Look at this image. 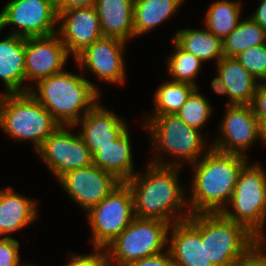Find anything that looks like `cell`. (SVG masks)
<instances>
[{
    "instance_id": "obj_1",
    "label": "cell",
    "mask_w": 266,
    "mask_h": 266,
    "mask_svg": "<svg viewBox=\"0 0 266 266\" xmlns=\"http://www.w3.org/2000/svg\"><path fill=\"white\" fill-rule=\"evenodd\" d=\"M145 170L125 181L132 192L136 217L160 219L170 225L187 220L191 213L181 212L188 204L178 180L180 167L149 162Z\"/></svg>"
},
{
    "instance_id": "obj_2",
    "label": "cell",
    "mask_w": 266,
    "mask_h": 266,
    "mask_svg": "<svg viewBox=\"0 0 266 266\" xmlns=\"http://www.w3.org/2000/svg\"><path fill=\"white\" fill-rule=\"evenodd\" d=\"M240 154L223 153L210 148L192 165L195 168L188 200L191 214L222 212L229 204L239 173L248 162Z\"/></svg>"
},
{
    "instance_id": "obj_3",
    "label": "cell",
    "mask_w": 266,
    "mask_h": 266,
    "mask_svg": "<svg viewBox=\"0 0 266 266\" xmlns=\"http://www.w3.org/2000/svg\"><path fill=\"white\" fill-rule=\"evenodd\" d=\"M35 89L32 86L29 92L64 126H74L99 102L101 95L87 78L65 70L40 79Z\"/></svg>"
},
{
    "instance_id": "obj_4",
    "label": "cell",
    "mask_w": 266,
    "mask_h": 266,
    "mask_svg": "<svg viewBox=\"0 0 266 266\" xmlns=\"http://www.w3.org/2000/svg\"><path fill=\"white\" fill-rule=\"evenodd\" d=\"M59 126L30 92L0 93V127L13 139L31 141L37 151Z\"/></svg>"
},
{
    "instance_id": "obj_5",
    "label": "cell",
    "mask_w": 266,
    "mask_h": 266,
    "mask_svg": "<svg viewBox=\"0 0 266 266\" xmlns=\"http://www.w3.org/2000/svg\"><path fill=\"white\" fill-rule=\"evenodd\" d=\"M142 123L151 133L153 150L177 158L173 163L162 161V157L155 155L150 163L181 167L185 163H196L205 155L201 153L206 145L202 132L189 127L177 114L146 115Z\"/></svg>"
},
{
    "instance_id": "obj_6",
    "label": "cell",
    "mask_w": 266,
    "mask_h": 266,
    "mask_svg": "<svg viewBox=\"0 0 266 266\" xmlns=\"http://www.w3.org/2000/svg\"><path fill=\"white\" fill-rule=\"evenodd\" d=\"M229 203L233 210L226 207L221 213L244 225L259 240H266L262 233L266 222V172L262 166L248 162L243 166Z\"/></svg>"
},
{
    "instance_id": "obj_7",
    "label": "cell",
    "mask_w": 266,
    "mask_h": 266,
    "mask_svg": "<svg viewBox=\"0 0 266 266\" xmlns=\"http://www.w3.org/2000/svg\"><path fill=\"white\" fill-rule=\"evenodd\" d=\"M201 240L213 266H233L258 238L244 225L218 213H201Z\"/></svg>"
},
{
    "instance_id": "obj_8",
    "label": "cell",
    "mask_w": 266,
    "mask_h": 266,
    "mask_svg": "<svg viewBox=\"0 0 266 266\" xmlns=\"http://www.w3.org/2000/svg\"><path fill=\"white\" fill-rule=\"evenodd\" d=\"M170 224L160 219L136 217L106 248L110 266H123L162 253L169 242Z\"/></svg>"
},
{
    "instance_id": "obj_9",
    "label": "cell",
    "mask_w": 266,
    "mask_h": 266,
    "mask_svg": "<svg viewBox=\"0 0 266 266\" xmlns=\"http://www.w3.org/2000/svg\"><path fill=\"white\" fill-rule=\"evenodd\" d=\"M86 215L93 234V247L106 248L136 218L129 186L121 182Z\"/></svg>"
},
{
    "instance_id": "obj_10",
    "label": "cell",
    "mask_w": 266,
    "mask_h": 266,
    "mask_svg": "<svg viewBox=\"0 0 266 266\" xmlns=\"http://www.w3.org/2000/svg\"><path fill=\"white\" fill-rule=\"evenodd\" d=\"M56 0H10L0 11V30L17 26L13 35L23 38L45 37L57 33Z\"/></svg>"
},
{
    "instance_id": "obj_11",
    "label": "cell",
    "mask_w": 266,
    "mask_h": 266,
    "mask_svg": "<svg viewBox=\"0 0 266 266\" xmlns=\"http://www.w3.org/2000/svg\"><path fill=\"white\" fill-rule=\"evenodd\" d=\"M68 127V128H67ZM60 125L36 151L48 169L58 179L66 172L93 164V155L79 134Z\"/></svg>"
},
{
    "instance_id": "obj_12",
    "label": "cell",
    "mask_w": 266,
    "mask_h": 266,
    "mask_svg": "<svg viewBox=\"0 0 266 266\" xmlns=\"http://www.w3.org/2000/svg\"><path fill=\"white\" fill-rule=\"evenodd\" d=\"M57 180L68 196L86 212L121 183L112 173L94 164L70 170Z\"/></svg>"
},
{
    "instance_id": "obj_13",
    "label": "cell",
    "mask_w": 266,
    "mask_h": 266,
    "mask_svg": "<svg viewBox=\"0 0 266 266\" xmlns=\"http://www.w3.org/2000/svg\"><path fill=\"white\" fill-rule=\"evenodd\" d=\"M127 42L103 36L79 53L74 61L81 70L93 72L100 80L112 84H124L126 80L123 49Z\"/></svg>"
},
{
    "instance_id": "obj_14",
    "label": "cell",
    "mask_w": 266,
    "mask_h": 266,
    "mask_svg": "<svg viewBox=\"0 0 266 266\" xmlns=\"http://www.w3.org/2000/svg\"><path fill=\"white\" fill-rule=\"evenodd\" d=\"M219 130L221 135L211 148L247 157V149L259 139L258 119L251 105H227Z\"/></svg>"
},
{
    "instance_id": "obj_15",
    "label": "cell",
    "mask_w": 266,
    "mask_h": 266,
    "mask_svg": "<svg viewBox=\"0 0 266 266\" xmlns=\"http://www.w3.org/2000/svg\"><path fill=\"white\" fill-rule=\"evenodd\" d=\"M69 55L57 33L25 38V81L36 84L40 79L63 71Z\"/></svg>"
},
{
    "instance_id": "obj_16",
    "label": "cell",
    "mask_w": 266,
    "mask_h": 266,
    "mask_svg": "<svg viewBox=\"0 0 266 266\" xmlns=\"http://www.w3.org/2000/svg\"><path fill=\"white\" fill-rule=\"evenodd\" d=\"M57 34L73 59L86 47L103 37L94 6L57 10Z\"/></svg>"
},
{
    "instance_id": "obj_17",
    "label": "cell",
    "mask_w": 266,
    "mask_h": 266,
    "mask_svg": "<svg viewBox=\"0 0 266 266\" xmlns=\"http://www.w3.org/2000/svg\"><path fill=\"white\" fill-rule=\"evenodd\" d=\"M168 250L175 266H213L206 260L205 243L201 240V213L170 225Z\"/></svg>"
},
{
    "instance_id": "obj_18",
    "label": "cell",
    "mask_w": 266,
    "mask_h": 266,
    "mask_svg": "<svg viewBox=\"0 0 266 266\" xmlns=\"http://www.w3.org/2000/svg\"><path fill=\"white\" fill-rule=\"evenodd\" d=\"M99 103L74 125L82 127L78 134L92 155L102 146L111 144L128 128L126 121Z\"/></svg>"
},
{
    "instance_id": "obj_19",
    "label": "cell",
    "mask_w": 266,
    "mask_h": 266,
    "mask_svg": "<svg viewBox=\"0 0 266 266\" xmlns=\"http://www.w3.org/2000/svg\"><path fill=\"white\" fill-rule=\"evenodd\" d=\"M1 31V30H0ZM0 79L6 94L29 92L25 83V38L10 34L0 40Z\"/></svg>"
},
{
    "instance_id": "obj_20",
    "label": "cell",
    "mask_w": 266,
    "mask_h": 266,
    "mask_svg": "<svg viewBox=\"0 0 266 266\" xmlns=\"http://www.w3.org/2000/svg\"><path fill=\"white\" fill-rule=\"evenodd\" d=\"M8 187L0 190V237L30 225L38 217L37 202ZM5 235V236H4Z\"/></svg>"
},
{
    "instance_id": "obj_21",
    "label": "cell",
    "mask_w": 266,
    "mask_h": 266,
    "mask_svg": "<svg viewBox=\"0 0 266 266\" xmlns=\"http://www.w3.org/2000/svg\"><path fill=\"white\" fill-rule=\"evenodd\" d=\"M105 37L134 39V0H97L94 5Z\"/></svg>"
},
{
    "instance_id": "obj_22",
    "label": "cell",
    "mask_w": 266,
    "mask_h": 266,
    "mask_svg": "<svg viewBox=\"0 0 266 266\" xmlns=\"http://www.w3.org/2000/svg\"><path fill=\"white\" fill-rule=\"evenodd\" d=\"M216 65L229 94L227 105H251L259 81L235 57L224 56Z\"/></svg>"
},
{
    "instance_id": "obj_23",
    "label": "cell",
    "mask_w": 266,
    "mask_h": 266,
    "mask_svg": "<svg viewBox=\"0 0 266 266\" xmlns=\"http://www.w3.org/2000/svg\"><path fill=\"white\" fill-rule=\"evenodd\" d=\"M131 147L127 128L115 141L102 146L93 154V164L125 182L135 174Z\"/></svg>"
},
{
    "instance_id": "obj_24",
    "label": "cell",
    "mask_w": 266,
    "mask_h": 266,
    "mask_svg": "<svg viewBox=\"0 0 266 266\" xmlns=\"http://www.w3.org/2000/svg\"><path fill=\"white\" fill-rule=\"evenodd\" d=\"M185 0H134V36L144 35L171 18Z\"/></svg>"
},
{
    "instance_id": "obj_25",
    "label": "cell",
    "mask_w": 266,
    "mask_h": 266,
    "mask_svg": "<svg viewBox=\"0 0 266 266\" xmlns=\"http://www.w3.org/2000/svg\"><path fill=\"white\" fill-rule=\"evenodd\" d=\"M173 40L202 62L215 59L217 64L224 57L222 40L207 29H181L174 34Z\"/></svg>"
},
{
    "instance_id": "obj_26",
    "label": "cell",
    "mask_w": 266,
    "mask_h": 266,
    "mask_svg": "<svg viewBox=\"0 0 266 266\" xmlns=\"http://www.w3.org/2000/svg\"><path fill=\"white\" fill-rule=\"evenodd\" d=\"M238 1L217 0L206 11V29L222 41L238 26L241 16Z\"/></svg>"
},
{
    "instance_id": "obj_27",
    "label": "cell",
    "mask_w": 266,
    "mask_h": 266,
    "mask_svg": "<svg viewBox=\"0 0 266 266\" xmlns=\"http://www.w3.org/2000/svg\"><path fill=\"white\" fill-rule=\"evenodd\" d=\"M222 43L224 56L235 57L247 48L265 44L266 31L249 16L241 20Z\"/></svg>"
},
{
    "instance_id": "obj_28",
    "label": "cell",
    "mask_w": 266,
    "mask_h": 266,
    "mask_svg": "<svg viewBox=\"0 0 266 266\" xmlns=\"http://www.w3.org/2000/svg\"><path fill=\"white\" fill-rule=\"evenodd\" d=\"M196 88L185 82H164L154 93L155 109L151 115L176 114Z\"/></svg>"
},
{
    "instance_id": "obj_29",
    "label": "cell",
    "mask_w": 266,
    "mask_h": 266,
    "mask_svg": "<svg viewBox=\"0 0 266 266\" xmlns=\"http://www.w3.org/2000/svg\"><path fill=\"white\" fill-rule=\"evenodd\" d=\"M175 51L168 58L167 70L172 81L185 82L197 87L196 76L201 70L202 61L192 53L183 50L174 40Z\"/></svg>"
},
{
    "instance_id": "obj_30",
    "label": "cell",
    "mask_w": 266,
    "mask_h": 266,
    "mask_svg": "<svg viewBox=\"0 0 266 266\" xmlns=\"http://www.w3.org/2000/svg\"><path fill=\"white\" fill-rule=\"evenodd\" d=\"M198 87L189 95L187 101L176 113L189 127L202 130L212 114L209 101L198 91Z\"/></svg>"
},
{
    "instance_id": "obj_31",
    "label": "cell",
    "mask_w": 266,
    "mask_h": 266,
    "mask_svg": "<svg viewBox=\"0 0 266 266\" xmlns=\"http://www.w3.org/2000/svg\"><path fill=\"white\" fill-rule=\"evenodd\" d=\"M235 58L256 80L266 81V43L247 48Z\"/></svg>"
},
{
    "instance_id": "obj_32",
    "label": "cell",
    "mask_w": 266,
    "mask_h": 266,
    "mask_svg": "<svg viewBox=\"0 0 266 266\" xmlns=\"http://www.w3.org/2000/svg\"><path fill=\"white\" fill-rule=\"evenodd\" d=\"M94 252L87 255L74 254L64 266H110L107 248L94 247ZM104 250V251H103Z\"/></svg>"
},
{
    "instance_id": "obj_33",
    "label": "cell",
    "mask_w": 266,
    "mask_h": 266,
    "mask_svg": "<svg viewBox=\"0 0 266 266\" xmlns=\"http://www.w3.org/2000/svg\"><path fill=\"white\" fill-rule=\"evenodd\" d=\"M20 263L19 242L13 237H0V266H29Z\"/></svg>"
},
{
    "instance_id": "obj_34",
    "label": "cell",
    "mask_w": 266,
    "mask_h": 266,
    "mask_svg": "<svg viewBox=\"0 0 266 266\" xmlns=\"http://www.w3.org/2000/svg\"><path fill=\"white\" fill-rule=\"evenodd\" d=\"M265 243L266 240H258L233 266H266Z\"/></svg>"
},
{
    "instance_id": "obj_35",
    "label": "cell",
    "mask_w": 266,
    "mask_h": 266,
    "mask_svg": "<svg viewBox=\"0 0 266 266\" xmlns=\"http://www.w3.org/2000/svg\"><path fill=\"white\" fill-rule=\"evenodd\" d=\"M123 266H175L170 251L129 262Z\"/></svg>"
},
{
    "instance_id": "obj_36",
    "label": "cell",
    "mask_w": 266,
    "mask_h": 266,
    "mask_svg": "<svg viewBox=\"0 0 266 266\" xmlns=\"http://www.w3.org/2000/svg\"><path fill=\"white\" fill-rule=\"evenodd\" d=\"M251 107L257 119L266 117V81L258 84Z\"/></svg>"
},
{
    "instance_id": "obj_37",
    "label": "cell",
    "mask_w": 266,
    "mask_h": 266,
    "mask_svg": "<svg viewBox=\"0 0 266 266\" xmlns=\"http://www.w3.org/2000/svg\"><path fill=\"white\" fill-rule=\"evenodd\" d=\"M97 0H56L57 10L94 6Z\"/></svg>"
},
{
    "instance_id": "obj_38",
    "label": "cell",
    "mask_w": 266,
    "mask_h": 266,
    "mask_svg": "<svg viewBox=\"0 0 266 266\" xmlns=\"http://www.w3.org/2000/svg\"><path fill=\"white\" fill-rule=\"evenodd\" d=\"M250 17L266 31V0H262Z\"/></svg>"
},
{
    "instance_id": "obj_39",
    "label": "cell",
    "mask_w": 266,
    "mask_h": 266,
    "mask_svg": "<svg viewBox=\"0 0 266 266\" xmlns=\"http://www.w3.org/2000/svg\"><path fill=\"white\" fill-rule=\"evenodd\" d=\"M211 86L217 94L226 95L229 99L227 88L218 75L211 81Z\"/></svg>"
},
{
    "instance_id": "obj_40",
    "label": "cell",
    "mask_w": 266,
    "mask_h": 266,
    "mask_svg": "<svg viewBox=\"0 0 266 266\" xmlns=\"http://www.w3.org/2000/svg\"><path fill=\"white\" fill-rule=\"evenodd\" d=\"M259 139H262L264 144L266 143V117L258 119Z\"/></svg>"
}]
</instances>
